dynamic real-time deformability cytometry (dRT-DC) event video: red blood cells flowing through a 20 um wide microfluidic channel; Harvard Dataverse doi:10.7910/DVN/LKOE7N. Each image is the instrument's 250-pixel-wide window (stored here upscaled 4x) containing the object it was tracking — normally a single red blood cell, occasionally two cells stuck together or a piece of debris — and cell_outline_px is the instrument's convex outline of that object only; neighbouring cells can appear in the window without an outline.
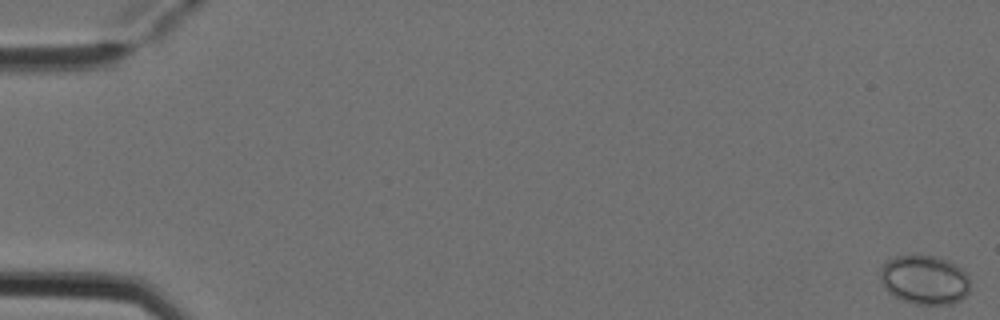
{"species": "Egyptian fruit bat (a non-hibernating species)", "species_latin": "Rousettus aegyptiacus", "temperature_condition": "cold", "stored_images_in_passage": 8, "camera_frame_rate_fps": 3000, "um_per_image_px": 0.085, "animal": {"sex": "female"}, "frame": {"image": 1, "passage_image": 1, "time_ms": 0.0, "image_size_px": [1000, 320], "cell_outline_px": [[968, 292], [960, 300], [952, 304], [916, 304], [904, 300], [888, 292], [884, 288], [880, 280], [880, 268], [888, 260], [896, 256], [932, 256], [948, 260], [956, 264], [968, 276]], "centroid_in_image_um": [78.57, 23.79], "position_along_channel_um": 6.4, "area_um2": 25.49}}
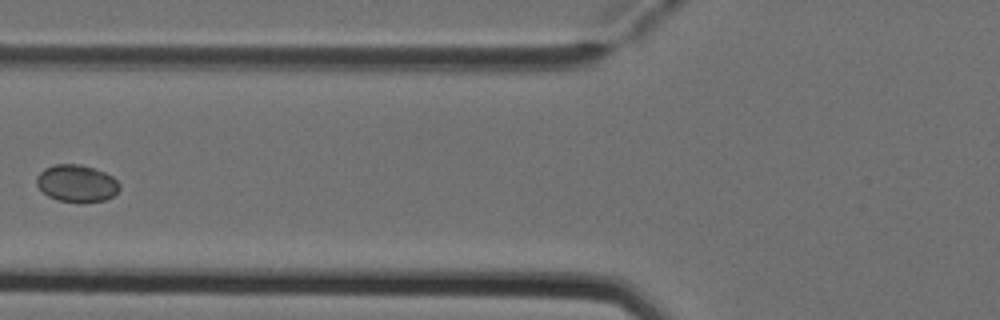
{"frame": {"image": 2, "passage_image": 7, "time_ms": 2.0, "image_size_px": [1000, 320], "cell_outline_px": [[120, 188], [112, 196], [104, 200], [60, 200], [48, 196], [36, 184], [36, 176], [44, 168], [56, 164], [80, 164], [104, 172], [112, 176], [120, 184]], "centroid_in_image_um": [6.5, 15.54], "position_along_channel_um": 119.3, "area_um2": 17.4}}
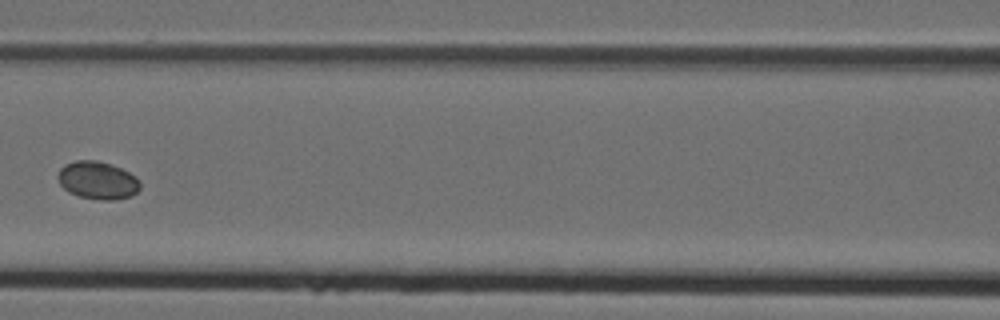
{"frame": {"image": 3, "passage_image": 8, "time_ms": 2.333, "image_size_px": [1000, 320], "cell_outline_px": [[140, 188], [132, 196], [112, 200], [100, 200], [80, 196], [68, 192], [60, 184], [56, 176], [60, 168], [64, 164], [76, 160], [96, 160], [120, 168], [136, 176], [140, 180]], "centroid_in_image_um": [8.28, 15.33], "position_along_channel_um": 158.3, "area_um2": 18.15}}